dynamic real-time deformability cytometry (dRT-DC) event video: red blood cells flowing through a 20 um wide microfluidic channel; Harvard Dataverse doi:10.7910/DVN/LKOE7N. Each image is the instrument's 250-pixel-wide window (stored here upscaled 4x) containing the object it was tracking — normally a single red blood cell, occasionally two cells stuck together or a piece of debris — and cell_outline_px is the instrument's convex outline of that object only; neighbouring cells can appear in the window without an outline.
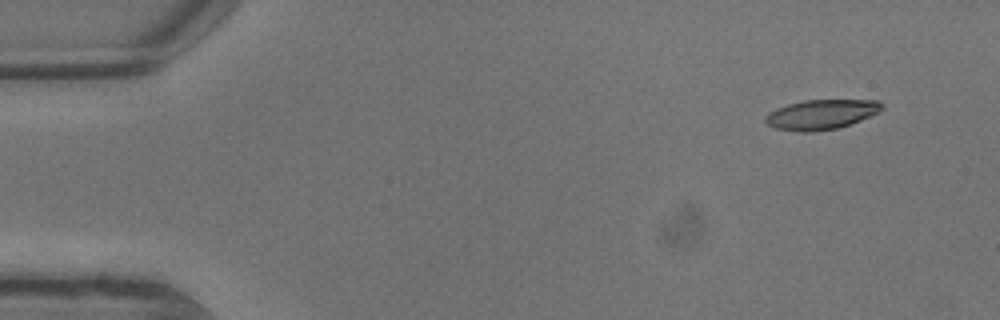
{"species": "common noctule bat (a hibernating species)", "species_latin": "Nyctalus noctula", "temperature_condition": "warm", "stored_images_in_passage": 5, "camera_frame_rate_fps": 3000, "um_per_image_px": 0.085, "animal": {"sex": "male", "body_mass_g": 13.3}, "frame": {"image": 1, "passage_image": 1, "time_ms": 0.0, "image_size_px": [1000, 320], "cell_outline_px": [[884, 108], [880, 112], [860, 120], [836, 128], [808, 132], [800, 132], [776, 128], [768, 124], [764, 120], [764, 116], [768, 112], [776, 108], [788, 104], [804, 100], [880, 100], [884, 104]], "centroid_in_image_um": [69.81, 9.71], "position_along_channel_um": 15.2, "area_um2": 20.23}}
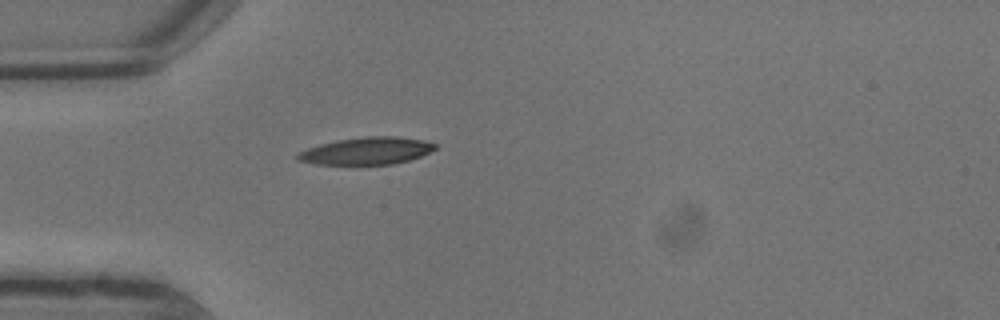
{"frame": {"image": 2, "passage_image": 5, "time_ms": 1.333, "image_size_px": [1000, 320], "cell_outline_px": [[436, 148], [420, 156], [408, 160], [392, 164], [316, 164], [296, 160], [296, 152], [320, 144], [336, 140], [368, 136], [396, 136], [424, 140], [436, 144]], "centroid_in_image_um": [31.12, 12.82], "position_along_channel_um": 53.9, "area_um2": 21.73}}